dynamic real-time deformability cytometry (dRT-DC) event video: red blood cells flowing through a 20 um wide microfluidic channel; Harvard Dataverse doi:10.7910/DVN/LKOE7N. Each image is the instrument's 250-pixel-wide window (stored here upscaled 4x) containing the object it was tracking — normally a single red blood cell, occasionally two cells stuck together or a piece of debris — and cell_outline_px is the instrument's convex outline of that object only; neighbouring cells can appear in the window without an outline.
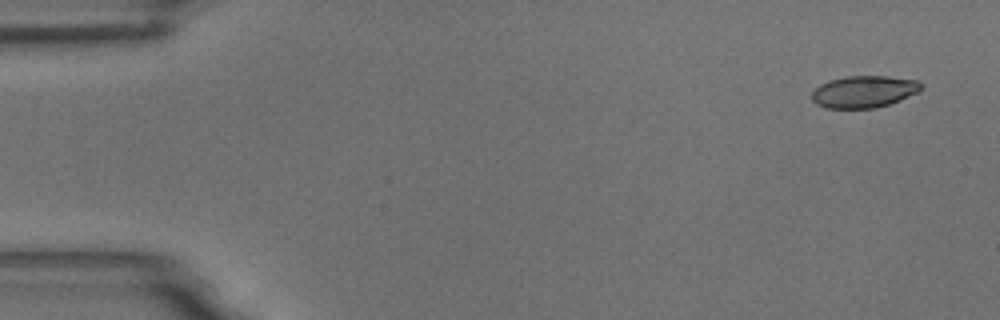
{"species": "common noctule bat (a hibernating species)", "species_latin": "Nyctalus noctula", "temperature_condition": "room temperature", "stored_images_in_passage": 16, "camera_frame_rate_fps": 3000, "um_per_image_px": 0.085, "animal": {"sex": "male", "body_mass_g": 18.8}, "frame": {"image": 1, "passage_image": 1, "time_ms": 0.0, "image_size_px": [1000, 320], "cell_outline_px": [[920, 88], [916, 92], [900, 100], [876, 108], [828, 108], [816, 104], [812, 100], [812, 92], [820, 84], [828, 80], [848, 76], [888, 76], [916, 80], [920, 84]], "centroid_in_image_um": [73.38, 7.79], "position_along_channel_um": 11.6, "area_um2": 20.11}}
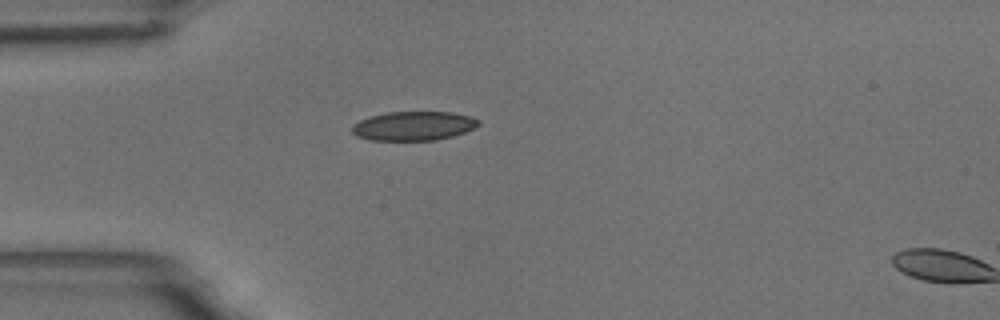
{"frame": {"image": 2, "passage_image": 14, "time_ms": 4.333, "image_size_px": [1000, 320], "cell_outline_px": [[480, 124], [464, 132], [452, 136], [436, 140], [372, 140], [356, 136], [352, 132], [352, 124], [368, 116], [388, 112], [452, 112], [472, 116], [480, 120]], "centroid_in_image_um": [35.14, 10.69], "position_along_channel_um": 49.9, "area_um2": 21.5}}